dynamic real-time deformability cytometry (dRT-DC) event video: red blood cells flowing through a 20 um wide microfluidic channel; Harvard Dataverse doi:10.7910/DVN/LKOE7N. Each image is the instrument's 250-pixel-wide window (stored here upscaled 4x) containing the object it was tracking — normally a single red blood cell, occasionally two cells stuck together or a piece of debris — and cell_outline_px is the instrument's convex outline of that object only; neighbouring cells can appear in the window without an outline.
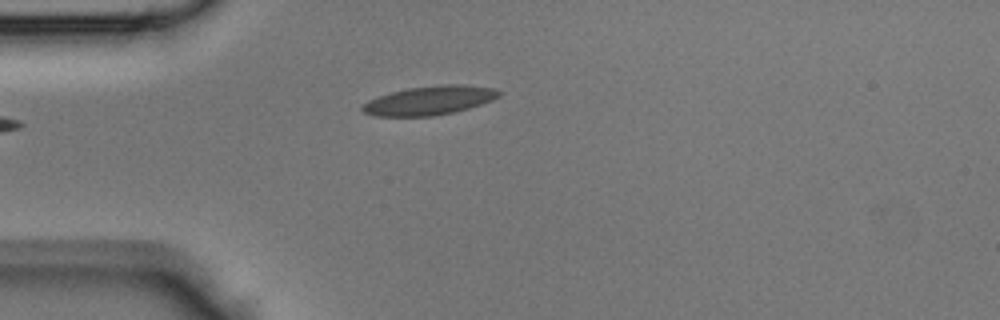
{"species": "Egyptian fruit bat (a non-hibernating species)", "species_latin": "Rousettus aegyptiacus", "temperature_condition": "room temperature", "stored_images_in_passage": 31, "camera_frame_rate_fps": 3000, "um_per_image_px": 0.085, "animal": {"sex": "male"}, "frame": {"image": 1, "passage_image": 1, "time_ms": 0.0, "image_size_px": [1000, 320], "cell_outline_px": [[504, 92], [500, 96], [492, 100], [468, 108], [452, 112], [432, 116], [376, 116], [364, 112], [360, 108], [368, 100], [392, 92], [408, 88], [444, 84], [464, 84], [492, 88]], "centroid_in_image_um": [36.53, 8.53], "position_along_channel_um": 48.5, "area_um2": 22.83}}
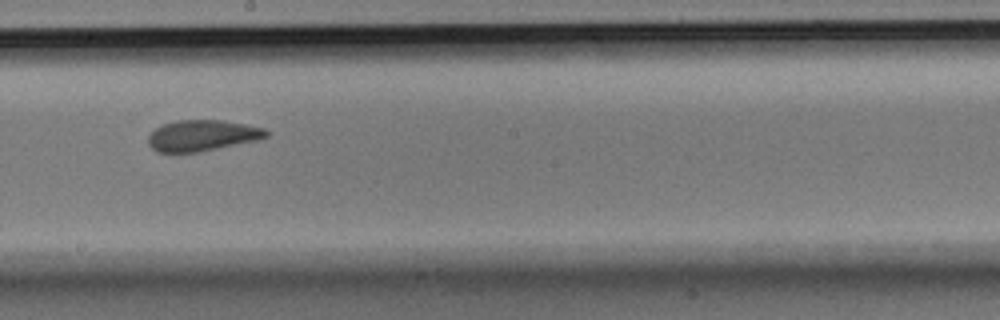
{"frame": {"image": 2, "passage_image": 14, "time_ms": 4.333, "image_size_px": [1000, 320], "cell_outline_px": [[272, 132], [268, 136], [256, 140], [196, 152], [156, 152], [148, 144], [148, 136], [160, 124], [176, 120], [220, 120], [244, 124], [264, 128]], "centroid_in_image_um": [17.17, 11.5], "position_along_channel_um": 231.0, "area_um2": 21.21}}
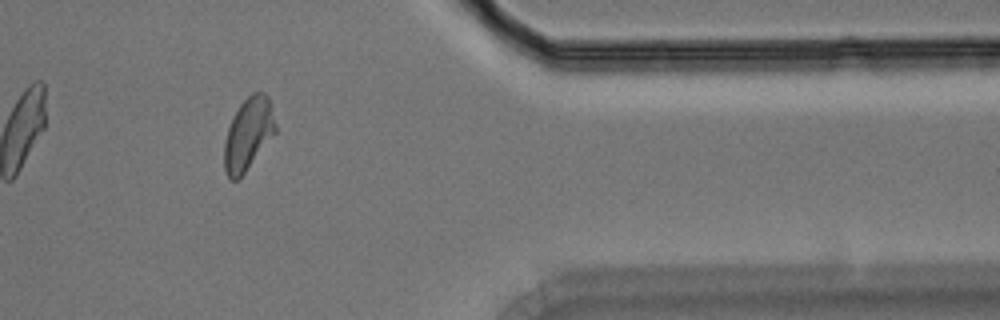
{"frame": {"image": 3, "passage_image": 26, "time_ms": 8.333, "image_size_px": [1000, 320], "cell_outline_px": [[276, 132], [240, 180], [228, 180], [224, 172], [224, 140], [232, 116], [240, 104], [252, 92], [264, 92], [268, 96], [272, 104], [276, 124]], "centroid_in_image_um": [21.09, 11.41], "position_along_channel_um": 390.3, "area_um2": 22.14}}